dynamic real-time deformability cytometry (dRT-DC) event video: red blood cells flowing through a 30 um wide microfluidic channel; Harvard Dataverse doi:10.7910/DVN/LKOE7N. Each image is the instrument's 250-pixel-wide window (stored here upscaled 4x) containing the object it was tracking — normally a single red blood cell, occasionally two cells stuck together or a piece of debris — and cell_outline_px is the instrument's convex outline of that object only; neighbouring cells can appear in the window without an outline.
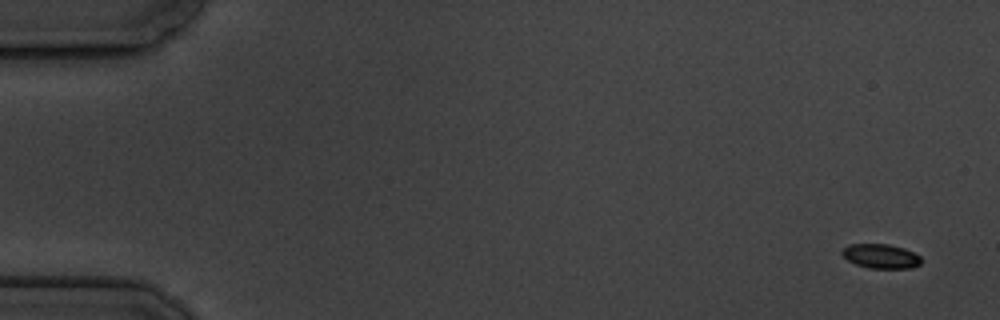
{"species": "common noctule bat (a hibernating species)", "species_latin": "Nyctalus noctula", "temperature_condition": "cold", "stored_images_in_passage": 7, "camera_frame_rate_fps": 3000, "um_per_image_px": 0.085, "animal": {"sex": "male", "body_mass_g": 19.5, "forearm_length_mm": 54.6}, "frame": {"image": 1, "passage_image": 1, "time_ms": 0.0, "image_size_px": [1000, 320], "cell_outline_px": [[920, 264], [912, 268], [868, 268], [856, 264], [848, 260], [840, 252], [848, 244], [888, 244], [904, 248], [920, 256]], "centroid_in_image_um": [74.86, 21.77], "position_along_channel_um": 10.1, "area_um2": 11.16}}